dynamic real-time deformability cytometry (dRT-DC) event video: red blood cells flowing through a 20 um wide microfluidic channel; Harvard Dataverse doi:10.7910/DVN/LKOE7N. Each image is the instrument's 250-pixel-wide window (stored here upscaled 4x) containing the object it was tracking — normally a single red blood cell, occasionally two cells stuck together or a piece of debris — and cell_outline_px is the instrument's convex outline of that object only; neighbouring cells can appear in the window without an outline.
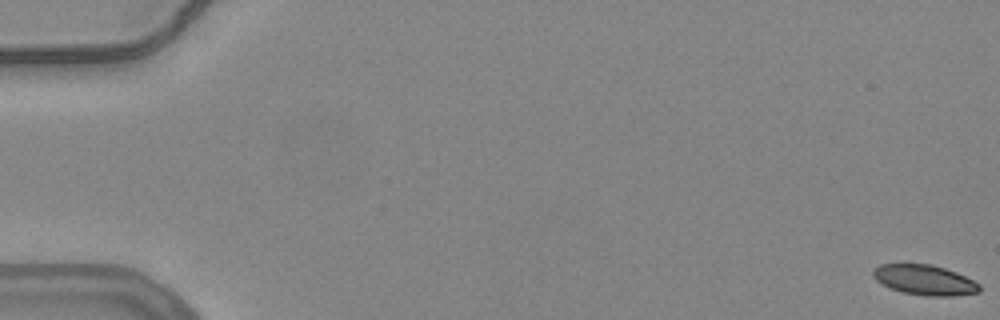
{"species": "common noctule bat (a hibernating species)", "species_latin": "Nyctalus noctula", "temperature_condition": "warm", "stored_images_in_passage": 57, "camera_frame_rate_fps": 3000, "um_per_image_px": 0.085, "animal": {"sex": "female", "body_mass_g": 24.6, "forearm_length_mm": 56.2}, "frame": {"image": 1, "passage_image": 1, "time_ms": 0.0, "image_size_px": [1000, 320], "cell_outline_px": [[980, 292], [956, 296], [928, 296], [904, 292], [880, 284], [872, 276], [872, 272], [880, 264], [932, 264], [956, 272], [980, 284]], "centroid_in_image_um": [78.6, 23.8], "position_along_channel_um": 6.4, "area_um2": 18.61}}
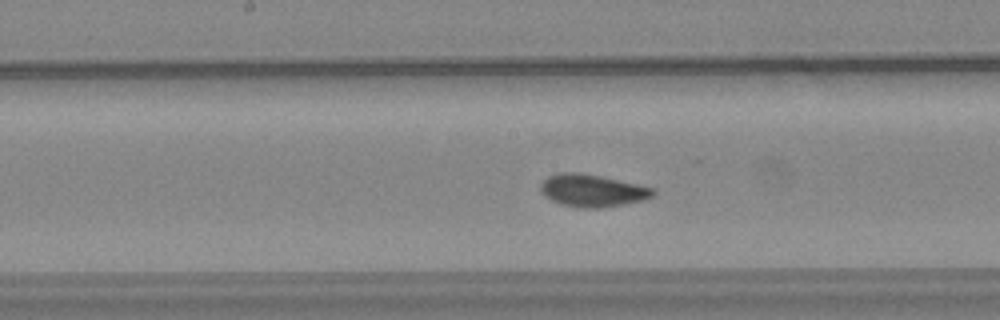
{"frame": {"image": 2, "passage_image": 30, "time_ms": 9.667, "image_size_px": [1000, 320], "cell_outline_px": [[656, 192], [652, 196], [644, 200], [624, 204], [600, 208], [580, 208], [560, 204], [544, 196], [540, 192], [540, 184], [548, 176], [560, 172], [576, 172], [600, 176], [636, 184], [652, 188]], "centroid_in_image_um": [50.3, 16.2], "position_along_channel_um": 197.9, "area_um2": 21.15}}
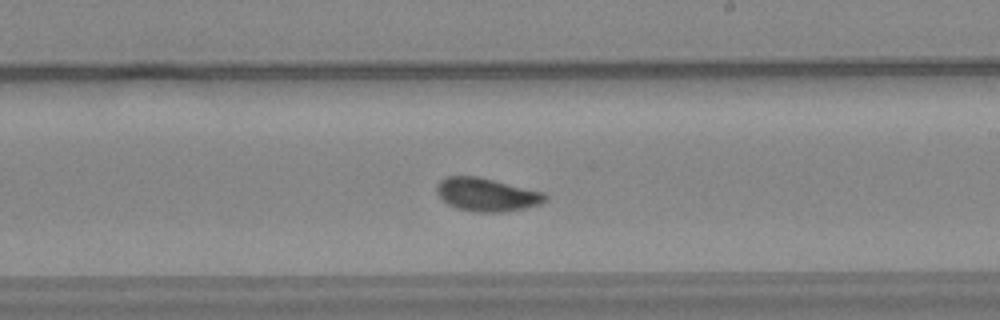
{"frame": {"image": 3, "passage_image": 34, "time_ms": 11.0, "image_size_px": [1000, 320], "cell_outline_px": [[548, 200], [540, 204], [504, 212], [476, 212], [456, 208], [448, 204], [436, 192], [436, 184], [440, 180], [448, 176], [476, 176], [544, 192], [548, 196]], "centroid_in_image_um": [41.37, 16.54], "position_along_channel_um": 247.6, "area_um2": 20.92}, "authors_computed_cell_mechanics": {"area_um2": 20.0566, "velocity_mm_per_s": 3.7545, "shape_relaxation_time_tau1_ms": 3.3402, "shape_relaxation_time_tau2_ms": 1.6815, "deformation_change_tau1": 0.0985, "deformation_change_tau2": 0.0515}}